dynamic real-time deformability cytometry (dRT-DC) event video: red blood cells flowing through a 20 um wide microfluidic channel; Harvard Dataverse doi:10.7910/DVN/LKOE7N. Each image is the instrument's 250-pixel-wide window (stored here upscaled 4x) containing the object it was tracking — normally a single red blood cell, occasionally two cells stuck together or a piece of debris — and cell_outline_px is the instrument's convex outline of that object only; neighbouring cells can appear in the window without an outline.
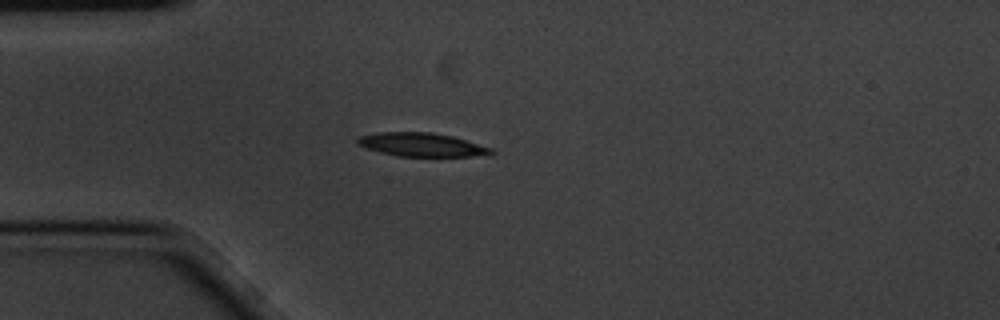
{"species": "common noctule bat (a hibernating species)", "species_latin": "Nyctalus noctula", "temperature_condition": "cold", "stored_images_in_passage": 1, "camera_frame_rate_fps": 3000, "um_per_image_px": 0.085, "animal": {"sex": "male", "body_mass_g": 20.1, "forearm_length_mm": 53.5}, "frame": {"image": 1, "passage_image": 1, "time_ms": 0.0, "image_size_px": [1000, 320], "cell_outline_px": [[496, 152], [472, 156], [400, 156], [380, 152], [364, 148], [356, 144], [356, 136], [380, 132], [432, 132], [452, 136], [492, 148]], "centroid_in_image_um": [35.76, 12.29], "position_along_channel_um": 49.2, "area_um2": 18.32}}